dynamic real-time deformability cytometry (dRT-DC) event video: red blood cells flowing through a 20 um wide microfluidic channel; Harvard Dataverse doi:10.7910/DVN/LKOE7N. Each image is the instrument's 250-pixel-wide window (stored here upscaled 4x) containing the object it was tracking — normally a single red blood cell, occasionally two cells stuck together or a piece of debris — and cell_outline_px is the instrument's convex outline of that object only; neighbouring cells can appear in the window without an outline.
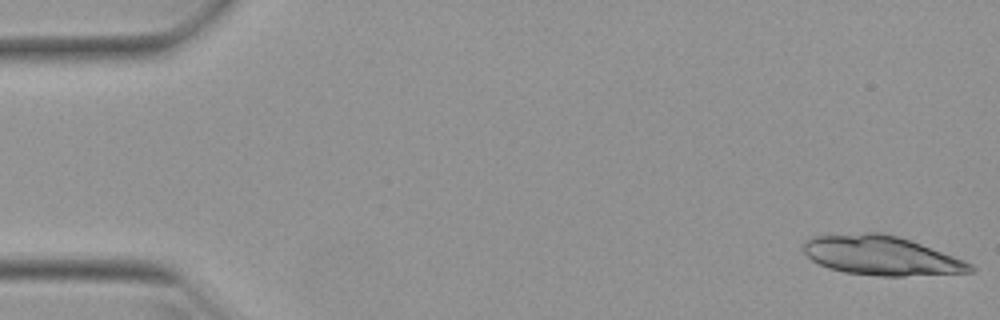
{"species": "Egyptian fruit bat (a non-hibernating species)", "species_latin": "Rousettus aegyptiacus", "temperature_condition": "warm", "stored_images_in_passage": 4, "camera_frame_rate_fps": 3000, "um_per_image_px": 0.085, "animal": {"sex": "female"}, "frame": {"image": 1, "passage_image": 1, "time_ms": 0.0, "image_size_px": [1000, 320], "cell_outline_px": [[976, 268], [972, 272], [904, 276], [880, 276], [844, 272], [828, 268], [812, 260], [804, 252], [804, 240], [812, 236], [868, 232], [880, 232], [896, 236], [920, 244], [964, 260], [972, 264]], "centroid_in_image_um": [74.88, 21.72], "position_along_channel_um": 10.1, "area_um2": 37.92}}